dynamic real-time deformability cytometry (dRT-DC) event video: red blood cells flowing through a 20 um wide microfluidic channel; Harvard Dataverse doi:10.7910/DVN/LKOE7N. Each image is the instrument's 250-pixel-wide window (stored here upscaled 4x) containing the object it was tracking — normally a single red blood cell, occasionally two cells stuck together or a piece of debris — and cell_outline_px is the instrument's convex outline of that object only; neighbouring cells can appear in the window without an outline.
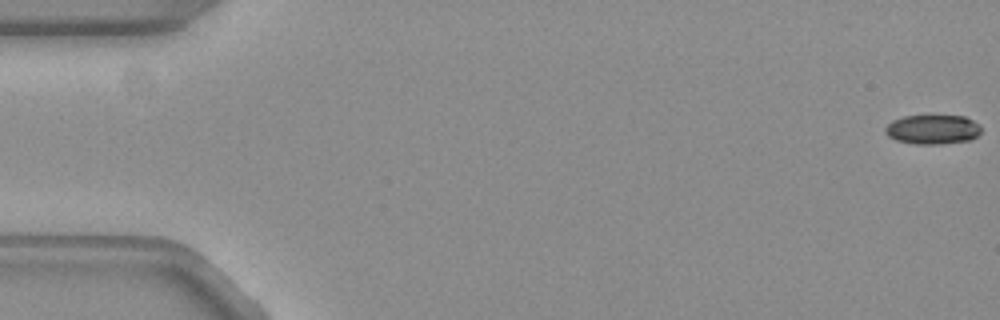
{"species": "common noctule bat (a hibernating species)", "species_latin": "Nyctalus noctula", "temperature_condition": "warm", "stored_images_in_passage": 6, "camera_frame_rate_fps": 3000, "um_per_image_px": 0.085, "animal": {"sex": "female", "body_mass_g": 19.3, "forearm_length_mm": 54.1}, "frame": {"image": 1, "passage_image": 1, "time_ms": 0.0, "image_size_px": [1000, 320], "cell_outline_px": [[980, 132], [976, 136], [968, 140], [940, 144], [916, 144], [896, 140], [888, 136], [884, 132], [884, 128], [892, 120], [904, 116], [964, 116], [980, 124]], "centroid_in_image_um": [79.25, 11.0], "position_along_channel_um": 5.8, "area_um2": 16.36}}